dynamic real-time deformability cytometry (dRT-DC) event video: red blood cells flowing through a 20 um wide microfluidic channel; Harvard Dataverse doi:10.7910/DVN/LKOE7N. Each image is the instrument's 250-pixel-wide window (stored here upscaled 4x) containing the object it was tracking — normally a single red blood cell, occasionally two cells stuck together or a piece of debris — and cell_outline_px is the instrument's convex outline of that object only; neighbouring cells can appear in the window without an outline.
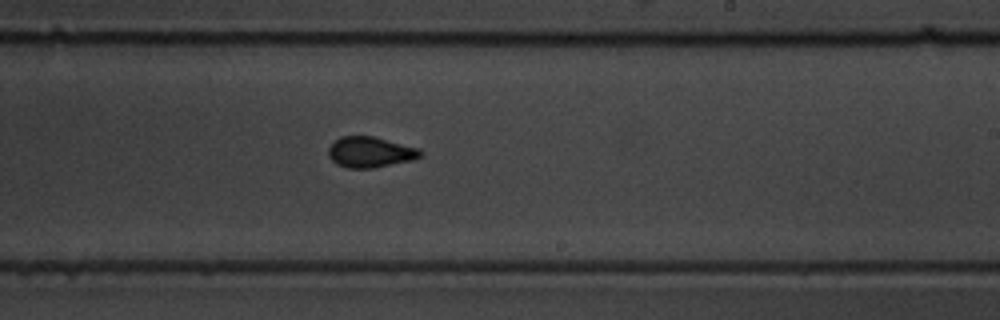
{"species": "common noctule bat (a hibernating species)", "species_latin": "Nyctalus noctula", "temperature_condition": "warm", "stored_images_in_passage": 11, "camera_frame_rate_fps": 3000, "um_per_image_px": 0.085, "animal": {"sex": "male", "body_mass_g": 19.5, "forearm_length_mm": 54.6}, "frame": {"image": 1, "passage_image": 11, "time_ms": 12.667, "image_size_px": [1000, 320], "cell_outline_px": [[424, 152], [420, 156], [412, 160], [372, 168], [348, 168], [336, 164], [328, 156], [328, 148], [340, 136], [372, 136], [420, 148]], "centroid_in_image_um": [31.47, 12.93], "position_along_channel_um": 257.5, "area_um2": 16.42}}